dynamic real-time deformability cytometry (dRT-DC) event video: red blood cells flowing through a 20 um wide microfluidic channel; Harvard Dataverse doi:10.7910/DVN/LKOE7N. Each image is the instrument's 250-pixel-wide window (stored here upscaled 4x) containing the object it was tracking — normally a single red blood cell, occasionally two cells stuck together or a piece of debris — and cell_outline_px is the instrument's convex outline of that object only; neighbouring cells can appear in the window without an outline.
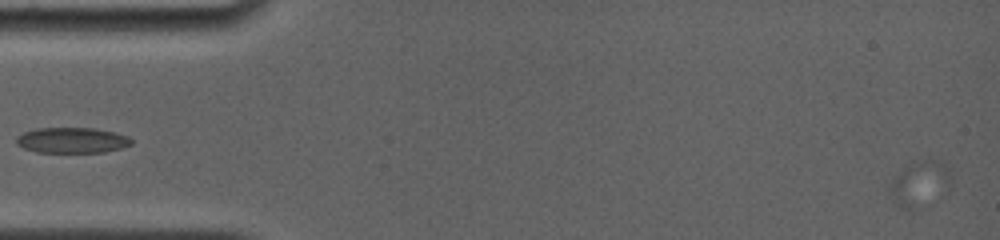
{"species": "common noctule bat (a hibernating species)", "species_latin": "Nyctalus noctula", "temperature_condition": "room temperature", "stored_images_in_passage": 18, "camera_frame_rate_fps": 4000, "um_per_image_px": 0.085, "animal": {"sex": "female", "body_mass_g": 19.0, "forearm_length_mm": 56.7}, "frame": {"image": 1, "passage_image": 1, "time_ms": 0.0, "image_size_px": [1000, 240], "cell_outline_px": [[948, 184], [912, 208], [900, 208], [892, 200], [888, 188], [888, 184], [892, 176], [916, 160], [944, 160], [948, 168]], "centroid_in_image_um": [78.02, 15.5], "position_along_channel_um": 7.0, "area_um2": 14.97}}
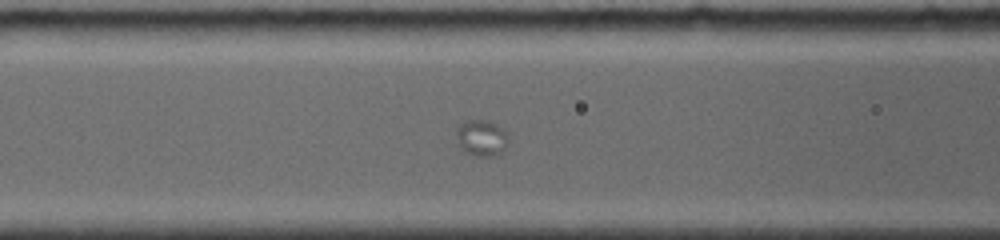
{"frame": {"image": 2, "passage_image": 11, "time_ms": 8.75, "image_size_px": [1000, 240], "cell_outline_px": [[508, 140], [504, 148], [488, 156], [476, 156], [468, 152], [460, 144], [456, 132], [456, 124], [464, 120], [488, 120], [504, 128], [508, 136]], "centroid_in_image_um": [40.91, 11.64], "position_along_channel_um": 125.7, "area_um2": 10.69}}
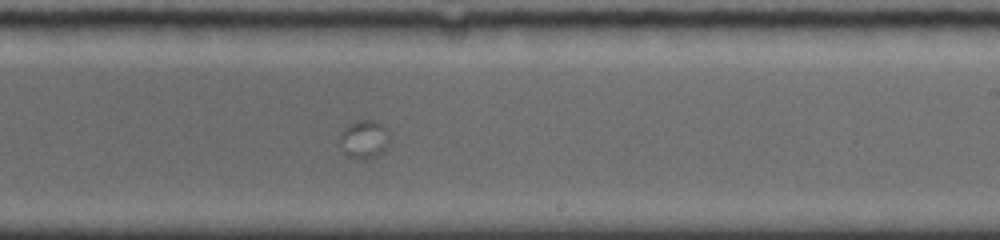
{"frame": {"image": 3, "passage_image": 18, "time_ms": 13.25, "image_size_px": [1000, 240], "cell_outline_px": [[388, 144], [384, 152], [376, 156], [364, 160], [344, 156], [340, 144], [340, 136], [344, 128], [356, 120], [376, 120], [388, 128]], "centroid_in_image_um": [30.95, 11.85], "position_along_channel_um": 258.0, "area_um2": 11.39}}